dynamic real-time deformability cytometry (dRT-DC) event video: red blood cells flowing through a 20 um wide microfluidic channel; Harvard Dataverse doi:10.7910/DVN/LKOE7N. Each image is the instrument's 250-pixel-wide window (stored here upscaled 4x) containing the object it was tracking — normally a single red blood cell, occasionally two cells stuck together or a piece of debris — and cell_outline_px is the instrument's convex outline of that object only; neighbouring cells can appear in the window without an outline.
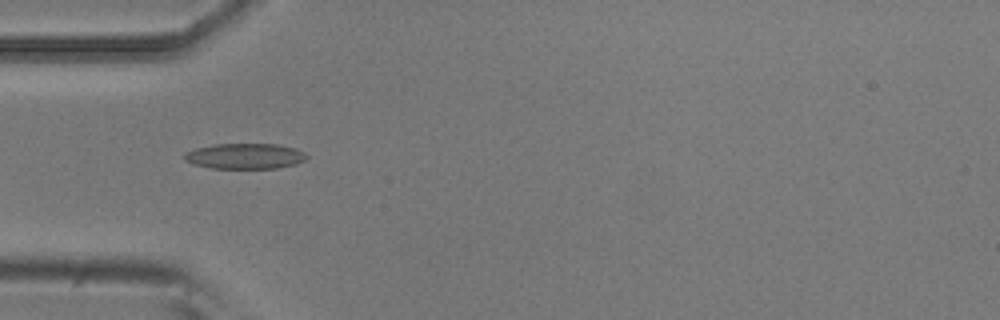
{"species": "common noctule bat (a hibernating species)", "species_latin": "Nyctalus noctula", "temperature_condition": "room temperature", "stored_images_in_passage": 3, "camera_frame_rate_fps": 3000, "um_per_image_px": 0.085, "animal": {"sex": "male", "body_mass_g": 20.5, "forearm_length_mm": 52.5}, "frame": {"image": 1, "passage_image": 2, "time_ms": 0.333, "image_size_px": [1000, 320], "cell_outline_px": [[308, 156], [304, 160], [296, 164], [276, 168], [212, 168], [192, 164], [184, 160], [184, 152], [196, 148], [212, 144], [276, 144], [296, 148], [304, 152]], "centroid_in_image_um": [20.8, 13.26], "position_along_channel_um": 64.2, "area_um2": 18.26}}
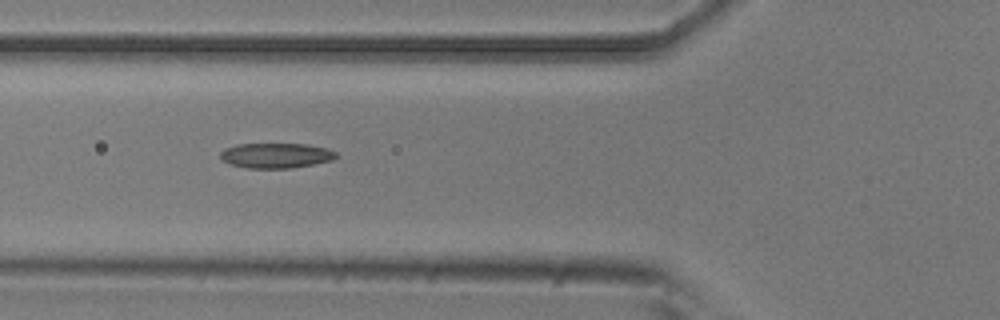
{"frame": {"image": 2, "passage_image": 3, "time_ms": 0.667, "image_size_px": [1000, 320], "cell_outline_px": [[340, 156], [332, 160], [292, 168], [248, 168], [228, 164], [220, 160], [220, 152], [224, 148], [236, 144], [304, 144], [324, 148], [336, 152]], "centroid_in_image_um": [23.4, 13.22], "position_along_channel_um": 102.4, "area_um2": 16.99}}